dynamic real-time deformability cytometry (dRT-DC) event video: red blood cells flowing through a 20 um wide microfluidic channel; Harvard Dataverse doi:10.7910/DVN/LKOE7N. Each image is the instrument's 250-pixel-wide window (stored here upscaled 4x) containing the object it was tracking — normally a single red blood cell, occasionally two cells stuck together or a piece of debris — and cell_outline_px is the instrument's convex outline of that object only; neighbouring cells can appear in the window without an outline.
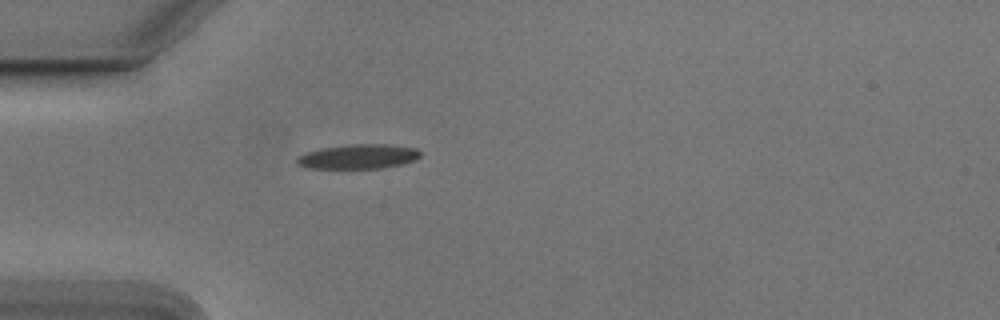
{"species": "Egyptian fruit bat (a non-hibernating species)", "species_latin": "Rousettus aegyptiacus", "temperature_condition": "cold", "stored_images_in_passage": 39, "camera_frame_rate_fps": 3000, "um_per_image_px": 0.085, "animal": {"sex": "male"}, "frame": {"image": 1, "passage_image": 1, "time_ms": 0.0, "image_size_px": [1000, 320], "cell_outline_px": [[420, 156], [412, 160], [400, 164], [380, 168], [304, 168], [296, 164], [296, 160], [300, 156], [308, 152], [324, 148], [352, 144], [388, 144], [416, 148], [420, 152]], "centroid_in_image_um": [30.44, 13.31], "position_along_channel_um": 54.6, "area_um2": 17.34}}
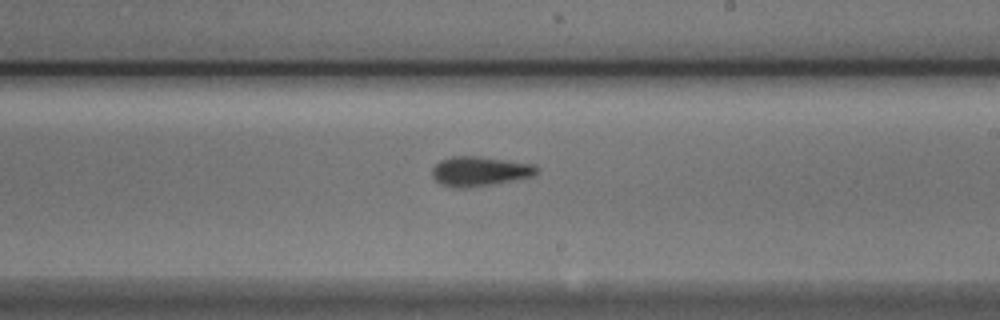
{"frame": {"image": 2, "passage_image": 17, "time_ms": 5.333, "image_size_px": [1000, 320], "cell_outline_px": [[540, 168], [532, 176], [496, 184], [468, 188], [456, 188], [440, 184], [432, 176], [432, 168], [440, 160], [452, 156], [480, 156], [532, 164]], "centroid_in_image_um": [40.75, 14.56], "position_along_channel_um": 248.3, "area_um2": 18.15}}
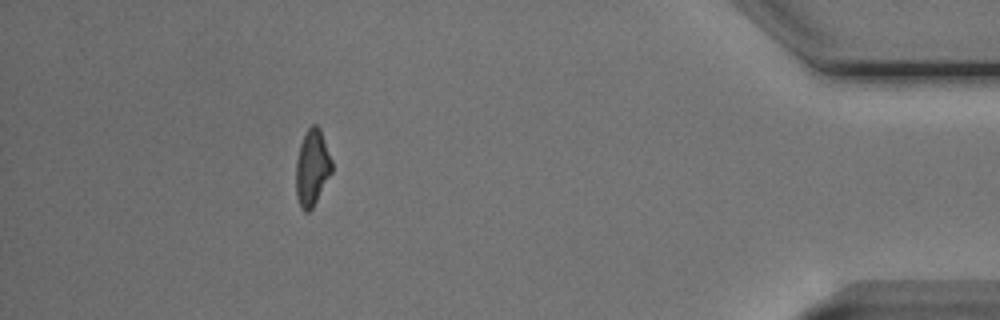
{"frame": {"image": 3, "passage_image": 34, "time_ms": 11.0, "image_size_px": [1000, 320], "cell_outline_px": [[332, 172], [312, 208], [308, 212], [304, 212], [300, 208], [296, 196], [296, 160], [300, 144], [308, 128], [312, 124], [316, 124], [320, 128], [332, 160]], "centroid_in_image_um": [26.52, 14.26], "position_along_channel_um": 408.7, "area_um2": 15.95}, "authors_computed_cell_mechanics": {"area_um2": 17.2822, "velocity_mm_per_s": 3.7825, "shape_relaxation_time_tau1_ms": 4.5245, "shape_relaxation_time_tau2_ms": 4.6659, "deformation_change_tau1": 0.1523, "deformation_change_tau2": 0.136}}